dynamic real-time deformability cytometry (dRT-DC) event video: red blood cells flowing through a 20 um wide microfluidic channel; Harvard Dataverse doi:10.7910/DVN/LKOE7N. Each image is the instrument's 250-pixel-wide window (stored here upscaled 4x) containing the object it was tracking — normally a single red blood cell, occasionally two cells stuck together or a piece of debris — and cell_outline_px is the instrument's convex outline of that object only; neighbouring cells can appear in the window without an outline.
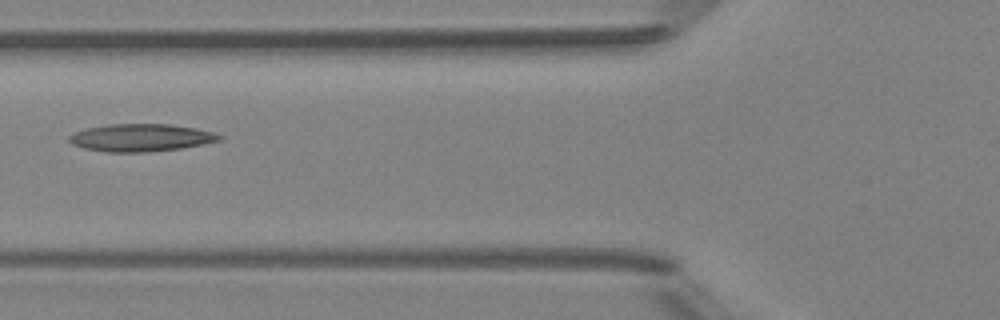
{"species": "Egyptian fruit bat (a non-hibernating species)", "species_latin": "Rousettus aegyptiacus", "temperature_condition": "room temperature", "stored_images_in_passage": 7, "camera_frame_rate_fps": 3000, "um_per_image_px": 0.085, "animal": {"sex": "female"}, "frame": {"image": 1, "passage_image": 5, "time_ms": 6.0, "image_size_px": [1000, 320], "cell_outline_px": [[224, 136], [220, 140], [204, 144], [180, 148], [148, 152], [104, 152], [84, 148], [72, 144], [68, 140], [68, 136], [76, 132], [88, 128], [108, 124], [168, 124], [196, 128], [212, 132]], "centroid_in_image_um": [11.98, 11.7], "position_along_channel_um": 113.8, "area_um2": 24.04}}
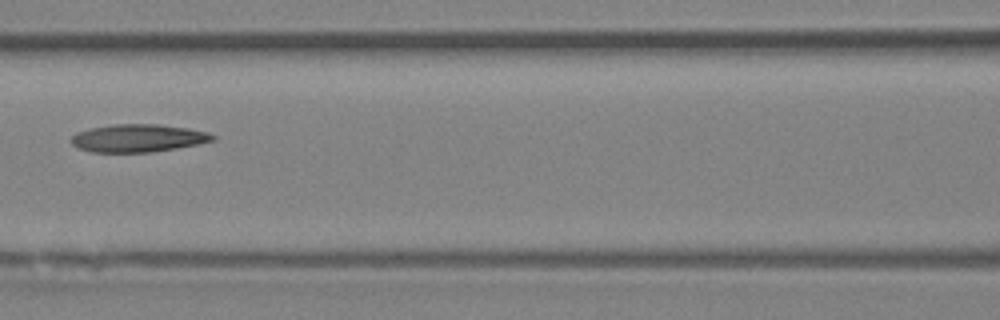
{"frame": {"image": 2, "passage_image": 6, "time_ms": 7.0, "image_size_px": [1000, 320], "cell_outline_px": [[216, 140], [200, 144], [152, 152], [92, 152], [80, 148], [72, 144], [68, 140], [76, 132], [92, 128], [112, 124], [156, 124], [188, 128], [208, 132], [216, 136]], "centroid_in_image_um": [11.75, 11.74], "position_along_channel_um": 154.8, "area_um2": 23.0}}
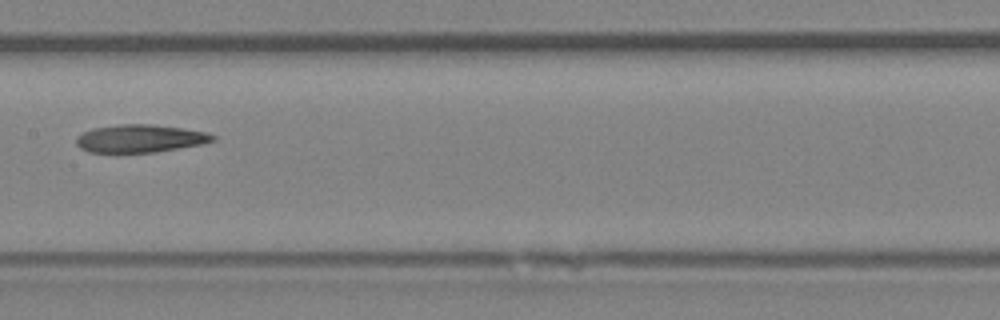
{"frame": {"image": 3, "passage_image": 7, "time_ms": 8.0, "image_size_px": [1000, 320], "cell_outline_px": [[216, 140], [200, 144], [156, 152], [88, 152], [80, 148], [76, 144], [76, 136], [92, 128], [120, 124], [152, 124], [208, 132], [216, 136]], "centroid_in_image_um": [11.89, 11.77], "position_along_channel_um": 195.5, "area_um2": 22.08}}